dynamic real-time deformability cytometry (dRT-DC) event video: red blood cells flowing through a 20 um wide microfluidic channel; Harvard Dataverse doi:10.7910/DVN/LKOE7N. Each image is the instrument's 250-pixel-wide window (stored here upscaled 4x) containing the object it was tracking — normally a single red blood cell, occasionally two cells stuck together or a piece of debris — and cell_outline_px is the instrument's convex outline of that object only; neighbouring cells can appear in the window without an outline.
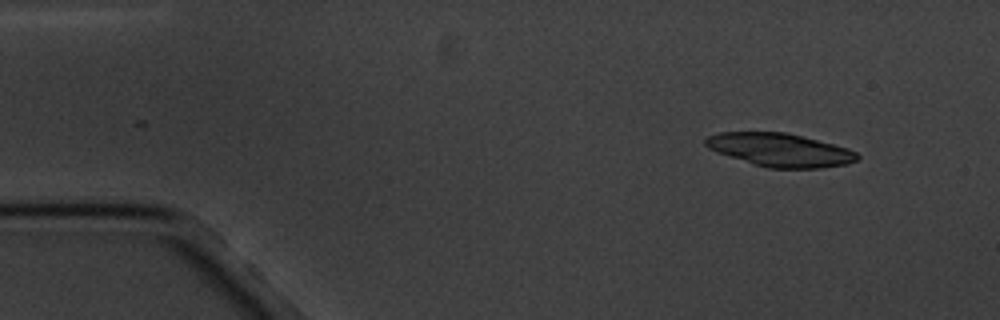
{"species": "common noctule bat (a hibernating species)", "species_latin": "Nyctalus noctula", "temperature_condition": "cold", "stored_images_in_passage": 5, "camera_frame_rate_fps": 3000, "um_per_image_px": 0.085, "animal": {"sex": "male", "body_mass_g": 20.1, "forearm_length_mm": 53.5}, "frame": {"image": 1, "passage_image": 2, "time_ms": 1.333, "image_size_px": [1000, 320], "cell_outline_px": [[860, 156], [856, 160], [848, 164], [820, 168], [768, 168], [752, 164], [716, 152], [708, 148], [704, 144], [704, 140], [708, 136], [720, 132], [788, 132], [848, 148], [856, 152]], "centroid_in_image_um": [66.29, 12.74], "position_along_channel_um": 18.7, "area_um2": 29.54}}